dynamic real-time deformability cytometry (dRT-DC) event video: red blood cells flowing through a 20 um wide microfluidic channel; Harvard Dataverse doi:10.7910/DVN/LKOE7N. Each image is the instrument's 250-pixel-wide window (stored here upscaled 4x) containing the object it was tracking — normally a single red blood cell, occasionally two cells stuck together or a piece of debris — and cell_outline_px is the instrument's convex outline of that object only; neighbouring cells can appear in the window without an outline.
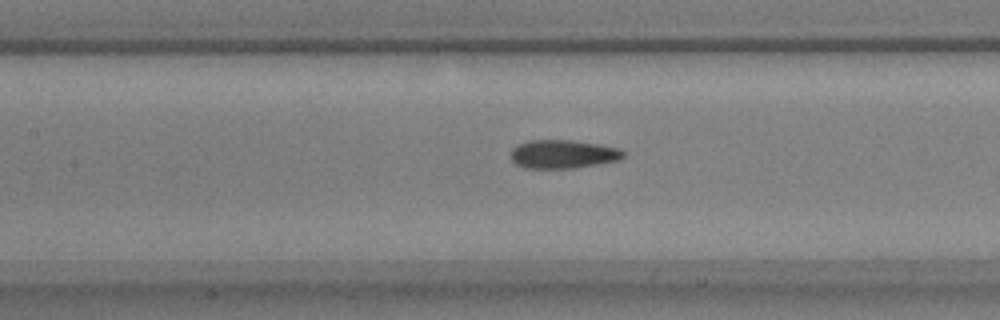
{"species": "common noctule bat (a hibernating species)", "species_latin": "Nyctalus noctula", "temperature_condition": "warm", "stored_images_in_passage": 56, "camera_frame_rate_fps": 3000, "um_per_image_px": 0.085, "animal": {"sex": "male", "body_mass_g": 17.9, "forearm_length_mm": 54.2}, "frame": {"image": 1, "passage_image": 26, "time_ms": 8.333, "image_size_px": [1000, 320], "cell_outline_px": [[624, 156], [620, 160], [576, 168], [524, 168], [516, 164], [512, 160], [512, 148], [528, 140], [572, 140], [600, 144], [620, 148], [624, 152]], "centroid_in_image_um": [47.89, 13.1], "position_along_channel_um": 159.5, "area_um2": 18.79}}
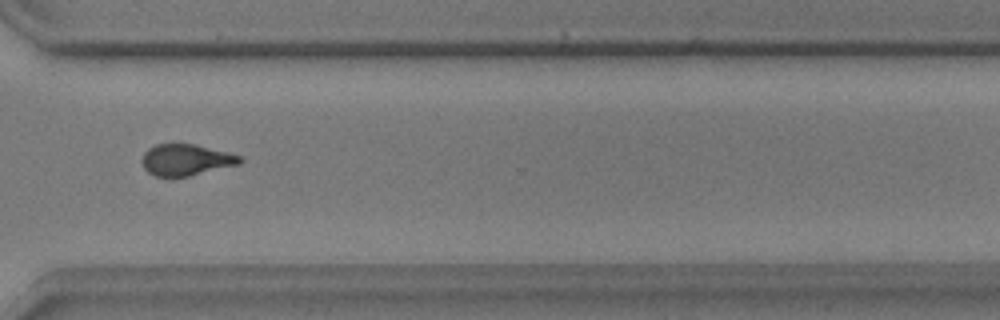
{"frame": {"image": 2, "passage_image": 42, "time_ms": 13.667, "image_size_px": [1000, 320], "cell_outline_px": [[244, 160], [240, 164], [188, 176], [156, 176], [148, 172], [144, 168], [140, 160], [144, 152], [148, 148], [156, 144], [196, 144], [228, 152], [240, 156]], "centroid_in_image_um": [15.8, 13.58], "position_along_channel_um": 354.8, "area_um2": 17.92}}
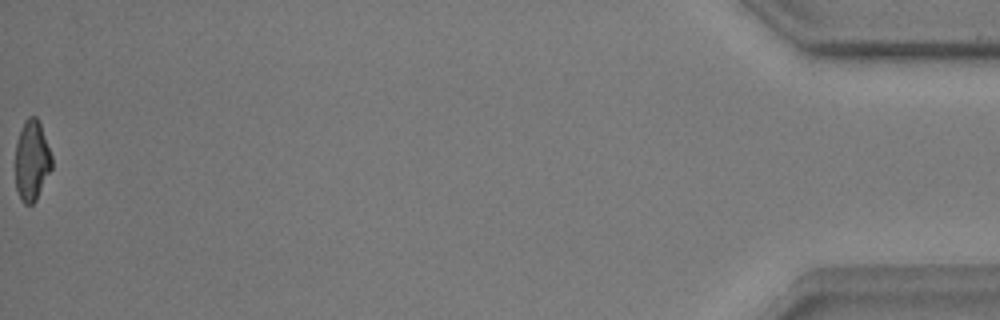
{"frame": {"image": 3, "passage_image": 56, "time_ms": 18.333, "image_size_px": [1000, 320], "cell_outline_px": [[52, 168], [36, 200], [32, 204], [24, 204], [20, 200], [16, 188], [16, 140], [24, 120], [28, 116], [36, 116], [40, 124], [52, 156]], "centroid_in_image_um": [2.7, 13.65], "position_along_channel_um": 432.5, "area_um2": 17.11}, "authors_computed_cell_mechanics": {"area_um2": 18.5827, "velocity_mm_per_s": 3.6681, "shape_relaxation_time_tau1_ms": 4.9333, "shape_relaxation_time_tau2_ms": 1.7201, "deformation_change_tau1": 0.1782, "deformation_change_tau2": 0.0752}}